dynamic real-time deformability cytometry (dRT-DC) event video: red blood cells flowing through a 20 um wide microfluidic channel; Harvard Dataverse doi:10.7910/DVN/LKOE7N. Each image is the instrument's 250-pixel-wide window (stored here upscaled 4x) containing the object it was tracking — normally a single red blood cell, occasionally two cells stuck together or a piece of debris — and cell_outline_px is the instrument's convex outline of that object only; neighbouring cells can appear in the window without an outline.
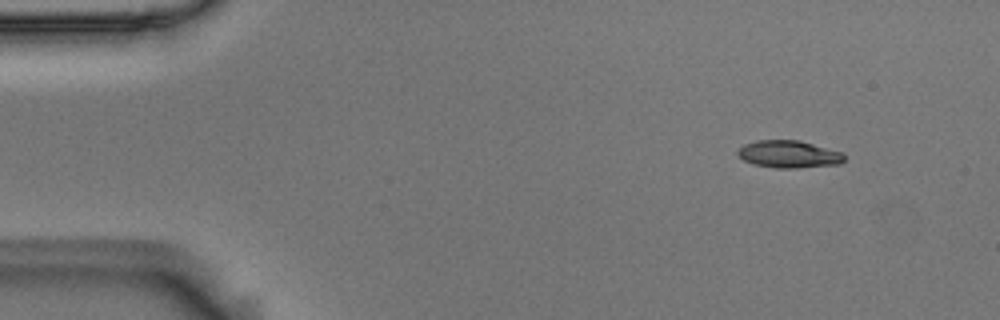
{"species": "Egyptian fruit bat (a non-hibernating species)", "species_latin": "Rousettus aegyptiacus", "temperature_condition": "room temperature", "stored_images_in_passage": 5, "segment_of_instrument_passage": [1, 2], "camera_frame_rate_fps": 3000, "um_per_image_px": 0.085, "animal": {"sex": "male"}, "frame": {"image": 1, "passage_image": 1, "time_ms": 0.0, "image_size_px": [1000, 320], "cell_outline_px": [[844, 160], [840, 164], [796, 168], [776, 168], [752, 164], [736, 156], [736, 152], [744, 144], [756, 140], [800, 140], [844, 152]], "centroid_in_image_um": [67.04, 13.1], "position_along_channel_um": 18.0, "area_um2": 17.22}}